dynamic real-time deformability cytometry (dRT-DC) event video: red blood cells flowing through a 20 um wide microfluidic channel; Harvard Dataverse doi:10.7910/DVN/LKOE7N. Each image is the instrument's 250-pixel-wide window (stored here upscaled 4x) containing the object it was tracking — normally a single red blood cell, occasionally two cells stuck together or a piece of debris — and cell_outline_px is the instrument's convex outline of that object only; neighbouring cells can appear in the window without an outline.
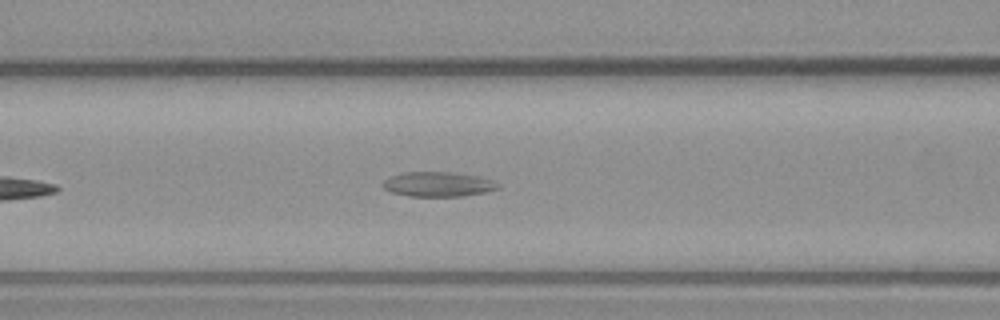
{"species": "common noctule bat (a hibernating species)", "species_latin": "Nyctalus noctula", "temperature_condition": "warm", "stored_images_in_passage": 28, "camera_frame_rate_fps": 3000, "um_per_image_px": 0.085, "animal": {"sex": "male", "body_mass_g": 23.1, "forearm_length_mm": 52.7}, "frame": {"image": 1, "passage_image": 9, "time_ms": 2.667, "image_size_px": [1000, 320], "cell_outline_px": [[500, 188], [484, 192], [464, 196], [408, 196], [392, 192], [384, 188], [380, 184], [384, 180], [392, 176], [404, 172], [452, 172], [476, 176], [492, 180], [500, 184]], "centroid_in_image_um": [37.23, 15.66], "position_along_channel_um": 129.4, "area_um2": 16.53}}
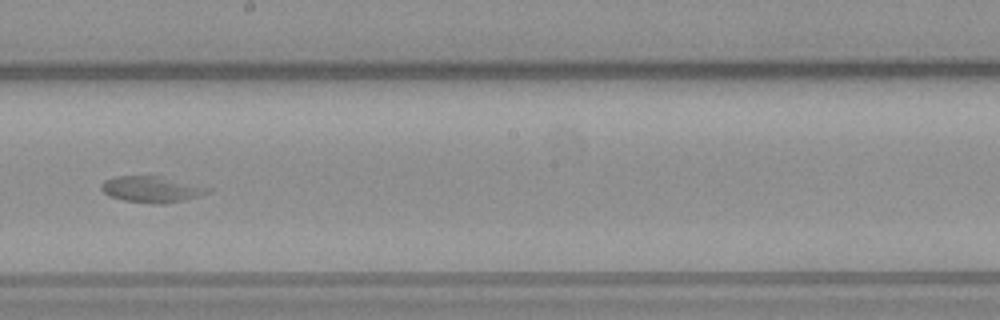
{"frame": {"image": 2, "passage_image": 17, "time_ms": 5.333, "image_size_px": [1000, 320], "cell_outline_px": [[212, 188], [208, 192], [184, 200], [164, 204], [156, 204], [124, 200], [112, 196], [104, 192], [100, 188], [100, 184], [104, 180], [116, 176], [160, 176]], "centroid_in_image_um": [12.86, 16.08], "position_along_channel_um": 235.3, "area_um2": 16.01}}
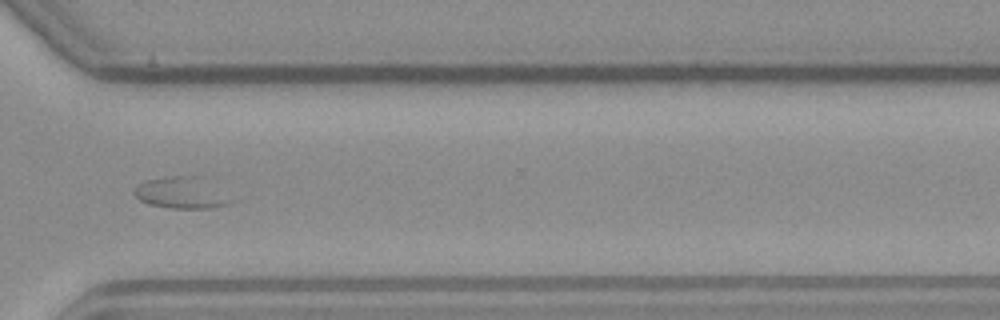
{"frame": {"image": 3, "passage_image": 26, "time_ms": 8.333, "image_size_px": [1000, 320], "cell_outline_px": [[232, 200], [228, 204], [208, 208], [172, 208], [148, 204], [140, 200], [132, 192], [140, 184], [148, 180], [168, 176], [216, 176]], "centroid_in_image_um": [15.59, 16.34], "position_along_channel_um": 355.0, "area_um2": 18.55}}